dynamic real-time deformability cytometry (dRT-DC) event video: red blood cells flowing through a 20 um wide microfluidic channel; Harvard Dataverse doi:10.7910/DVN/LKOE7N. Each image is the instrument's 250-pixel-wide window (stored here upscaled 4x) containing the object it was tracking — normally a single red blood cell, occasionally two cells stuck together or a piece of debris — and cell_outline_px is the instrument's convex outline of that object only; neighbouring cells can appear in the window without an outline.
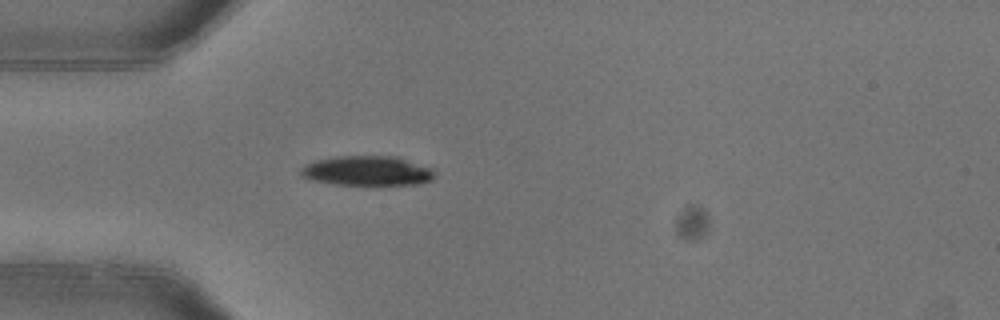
{"species": "common noctule bat (a hibernating species)", "species_latin": "Nyctalus noctula", "temperature_condition": "warm", "stored_images_in_passage": 1, "camera_frame_rate_fps": 3000, "um_per_image_px": 0.085, "animal": {"sex": "female"}, "frame": {"image": 1, "passage_image": 1, "time_ms": 0.0, "image_size_px": [1000, 320], "cell_outline_px": [[432, 180], [416, 184], [332, 184], [312, 180], [300, 176], [300, 168], [304, 164], [316, 160], [336, 156], [396, 156], [428, 168], [432, 172]], "centroid_in_image_um": [31.09, 14.51], "position_along_channel_um": 53.9, "area_um2": 22.77}}